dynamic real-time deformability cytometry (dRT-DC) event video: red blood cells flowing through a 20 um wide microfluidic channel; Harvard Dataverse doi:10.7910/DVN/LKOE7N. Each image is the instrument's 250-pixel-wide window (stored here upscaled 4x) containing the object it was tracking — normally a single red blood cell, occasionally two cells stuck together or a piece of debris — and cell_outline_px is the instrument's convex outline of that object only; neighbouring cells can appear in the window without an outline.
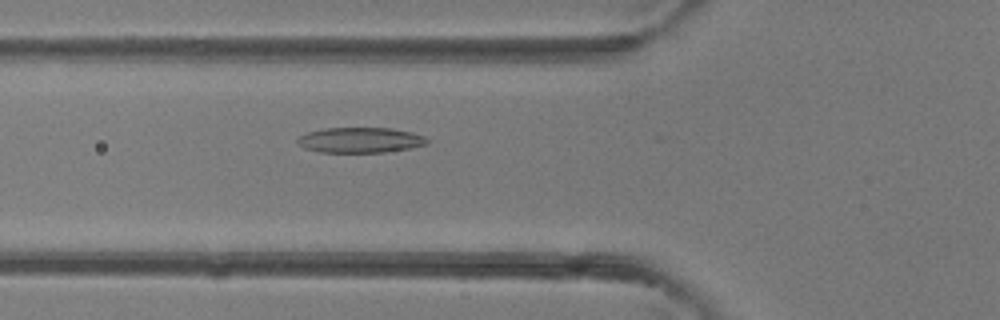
{"species": "common noctule bat (a hibernating species)", "species_latin": "Nyctalus noctula", "temperature_condition": "room temperature", "stored_images_in_passage": 14, "camera_frame_rate_fps": 3000, "um_per_image_px": 0.085, "animal": {"sex": "female"}, "frame": {"image": 1, "passage_image": 8, "time_ms": 2.333, "image_size_px": [1000, 320], "cell_outline_px": [[428, 144], [412, 148], [384, 152], [320, 152], [304, 148], [296, 140], [300, 136], [308, 132], [324, 128], [392, 128], [412, 132], [424, 136], [428, 140]], "centroid_in_image_um": [30.65, 11.9], "position_along_channel_um": 95.1, "area_um2": 19.13}}
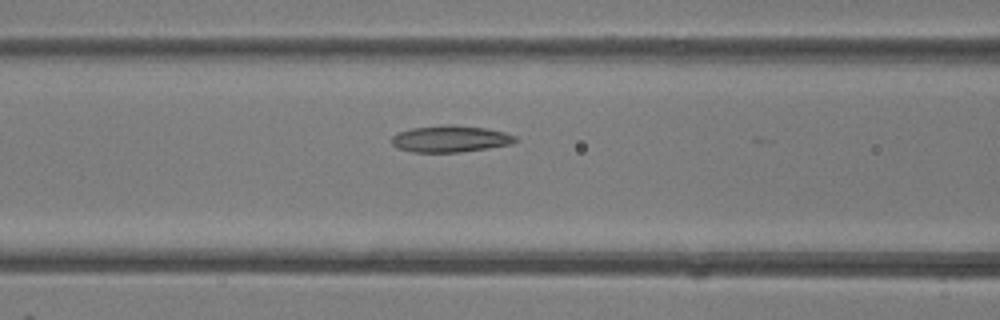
{"frame": {"image": 2, "passage_image": 10, "time_ms": 3.0, "image_size_px": [1000, 320], "cell_outline_px": [[516, 140], [512, 144], [488, 148], [460, 152], [412, 152], [396, 148], [392, 144], [392, 136], [400, 132], [412, 128], [448, 124], [452, 124], [488, 128], [504, 132], [516, 136]], "centroid_in_image_um": [38.28, 11.8], "position_along_channel_um": 128.3, "area_um2": 19.25}}
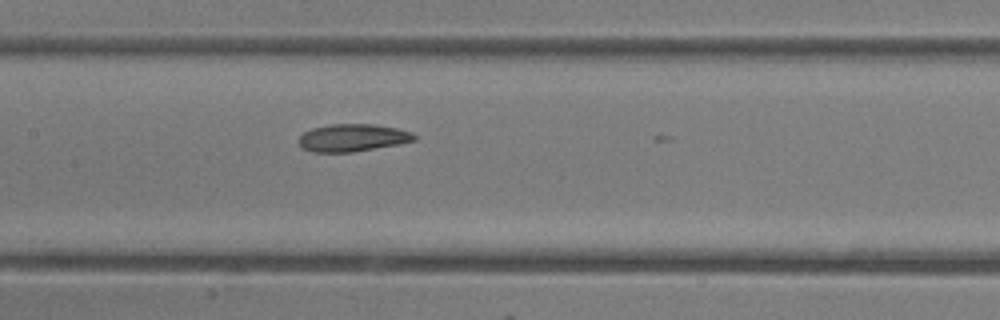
{"frame": {"image": 3, "passage_image": 13, "time_ms": 4.0, "image_size_px": [1000, 320], "cell_outline_px": [[416, 140], [400, 144], [352, 152], [312, 152], [300, 148], [296, 140], [304, 132], [312, 128], [332, 124], [372, 124], [396, 128], [412, 132], [416, 136]], "centroid_in_image_um": [29.93, 11.72], "position_along_channel_um": 177.5, "area_um2": 18.67}}